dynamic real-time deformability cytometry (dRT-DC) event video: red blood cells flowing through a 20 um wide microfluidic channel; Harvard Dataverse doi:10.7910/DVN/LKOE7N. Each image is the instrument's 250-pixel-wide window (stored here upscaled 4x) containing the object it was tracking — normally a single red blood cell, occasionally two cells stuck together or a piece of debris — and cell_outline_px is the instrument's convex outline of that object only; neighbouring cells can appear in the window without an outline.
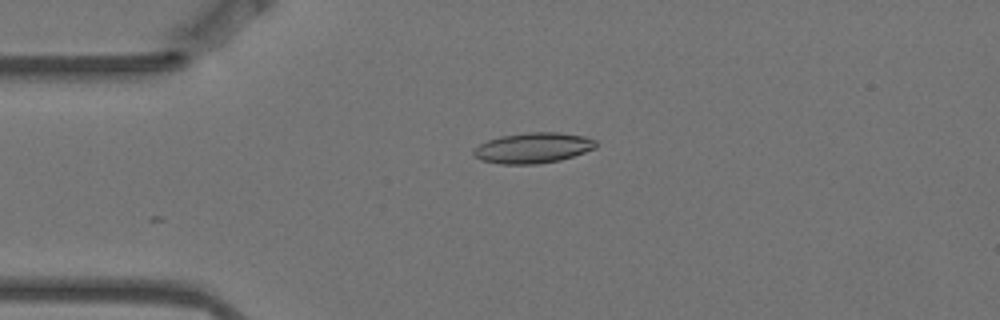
{"species": "Egyptian fruit bat (a non-hibernating species)", "species_latin": "Rousettus aegyptiacus", "temperature_condition": "warm", "stored_images_in_passage": 5, "camera_frame_rate_fps": 3000, "um_per_image_px": 0.085, "animal": {"sex": "female"}, "frame": {"image": 1, "passage_image": 4, "time_ms": 1.0, "image_size_px": [1000, 320], "cell_outline_px": [[596, 148], [560, 160], [540, 164], [500, 164], [480, 160], [472, 156], [472, 148], [488, 140], [500, 136], [528, 132], [556, 132], [584, 136], [596, 140]], "centroid_in_image_um": [45.26, 12.58], "position_along_channel_um": 39.7, "area_um2": 21.91}}